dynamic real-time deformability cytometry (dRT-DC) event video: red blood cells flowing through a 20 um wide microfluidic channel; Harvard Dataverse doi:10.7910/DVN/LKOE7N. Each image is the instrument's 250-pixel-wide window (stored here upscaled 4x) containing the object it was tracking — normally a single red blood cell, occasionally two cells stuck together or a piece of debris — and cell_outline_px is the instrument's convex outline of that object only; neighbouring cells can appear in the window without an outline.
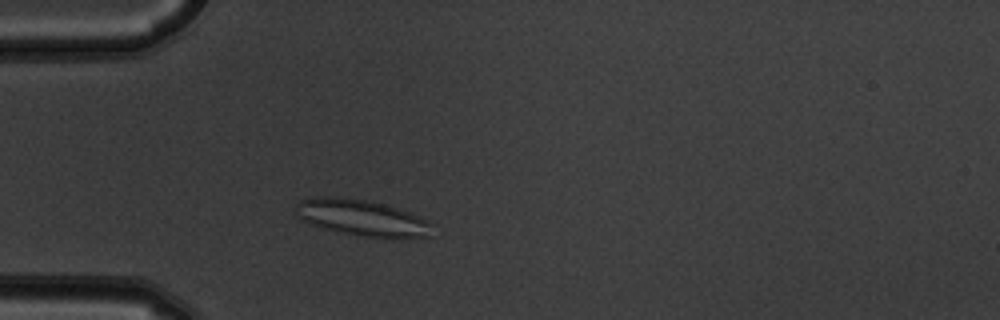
{"species": "common noctule bat (a hibernating species)", "species_latin": "Nyctalus noctula", "temperature_condition": "warm", "stored_images_in_passage": 3, "camera_frame_rate_fps": 3000, "um_per_image_px": 0.085, "animal": {"sex": "male", "body_mass_g": 19.5, "forearm_length_mm": 54.6}, "frame": {"image": 1, "passage_image": 3, "time_ms": 0.667, "image_size_px": [1000, 320], "cell_outline_px": [[432, 236], [408, 240], [396, 240], [356, 236], [308, 224], [296, 216], [296, 204], [300, 200], [312, 196], [336, 196], [368, 200], [384, 204], [420, 216], [428, 220], [432, 224]], "centroid_in_image_um": [30.81, 18.55], "position_along_channel_um": 54.2, "area_um2": 29.94}}